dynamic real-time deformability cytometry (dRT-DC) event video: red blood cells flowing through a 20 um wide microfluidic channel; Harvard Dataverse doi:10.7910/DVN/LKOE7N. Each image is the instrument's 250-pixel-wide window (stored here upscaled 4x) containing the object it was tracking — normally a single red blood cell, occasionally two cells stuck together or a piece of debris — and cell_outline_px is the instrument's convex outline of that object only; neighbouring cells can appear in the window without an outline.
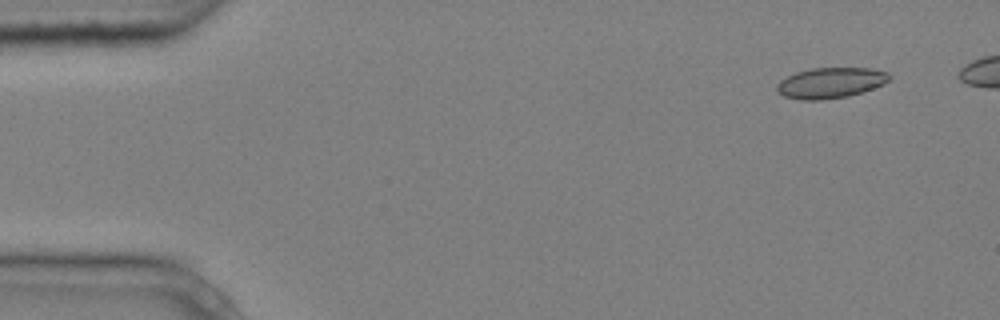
{"species": "common noctule bat (a hibernating species)", "species_latin": "Nyctalus noctula", "temperature_condition": "cold", "stored_images_in_passage": 5, "camera_frame_rate_fps": 3000, "um_per_image_px": 0.085, "animal": {"sex": "male", "body_mass_g": 20.4}, "frame": {"image": 1, "passage_image": 1, "time_ms": 0.0, "image_size_px": [1000, 320], "cell_outline_px": [[892, 76], [884, 84], [848, 96], [820, 100], [800, 100], [784, 96], [776, 88], [776, 84], [780, 80], [796, 72], [812, 68], [868, 68], [888, 72]], "centroid_in_image_um": [70.59, 7.04], "position_along_channel_um": 14.4, "area_um2": 19.94}}